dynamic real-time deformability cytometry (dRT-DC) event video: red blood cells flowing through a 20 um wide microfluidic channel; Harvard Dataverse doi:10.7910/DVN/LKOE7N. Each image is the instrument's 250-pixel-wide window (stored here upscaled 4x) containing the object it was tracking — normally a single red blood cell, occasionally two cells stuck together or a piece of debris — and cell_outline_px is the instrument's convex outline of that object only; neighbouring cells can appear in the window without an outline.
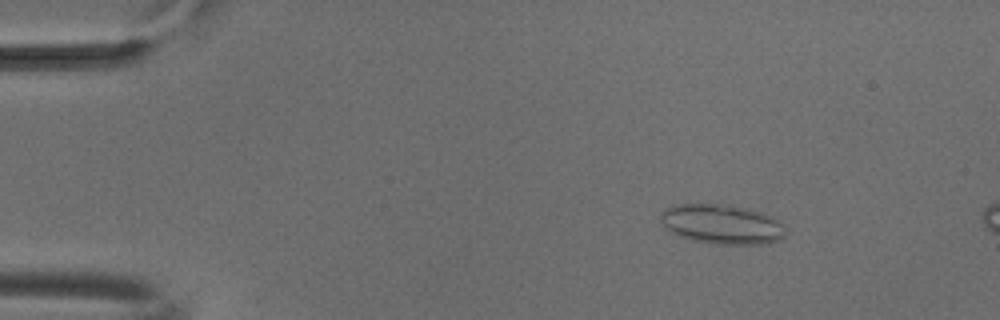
{"species": "common noctule bat (a hibernating species)", "species_latin": "Nyctalus noctula", "temperature_condition": "cold", "stored_images_in_passage": 5, "camera_frame_rate_fps": 3000, "um_per_image_px": 0.085, "animal": {"sex": "male", "body_mass_g": 18.8}, "frame": {"image": 1, "passage_image": 3, "time_ms": 0.667, "image_size_px": [1000, 320], "cell_outline_px": [[784, 236], [780, 240], [764, 244], [712, 244], [692, 240], [680, 236], [672, 232], [660, 220], [660, 216], [664, 208], [672, 204], [716, 204], [744, 208], [768, 216], [776, 220], [784, 228]], "centroid_in_image_um": [61.3, 19.07], "position_along_channel_um": 23.7, "area_um2": 28.38}}